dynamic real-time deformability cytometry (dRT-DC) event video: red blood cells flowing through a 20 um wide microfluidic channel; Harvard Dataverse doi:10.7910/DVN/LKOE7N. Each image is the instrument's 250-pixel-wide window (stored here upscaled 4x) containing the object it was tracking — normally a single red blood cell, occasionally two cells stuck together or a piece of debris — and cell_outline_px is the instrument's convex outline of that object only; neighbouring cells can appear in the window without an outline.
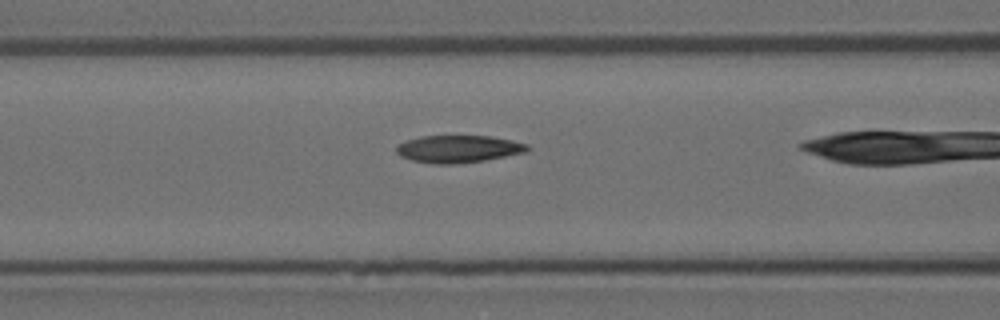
{"species": "Egyptian fruit bat (a non-hibernating species)", "species_latin": "Rousettus aegyptiacus", "temperature_condition": "room temperature", "stored_images_in_passage": 39, "camera_frame_rate_fps": 3000, "um_per_image_px": 0.085, "animal": {"sex": "female"}, "frame": {"image": 1, "passage_image": 18, "time_ms": 5.667, "image_size_px": [1000, 320], "cell_outline_px": [[528, 148], [524, 152], [484, 160], [452, 164], [432, 164], [412, 160], [400, 156], [396, 152], [396, 148], [404, 140], [420, 136], [492, 136], [512, 140], [528, 144]], "centroid_in_image_um": [38.91, 12.65], "position_along_channel_um": 127.7, "area_um2": 20.75}}
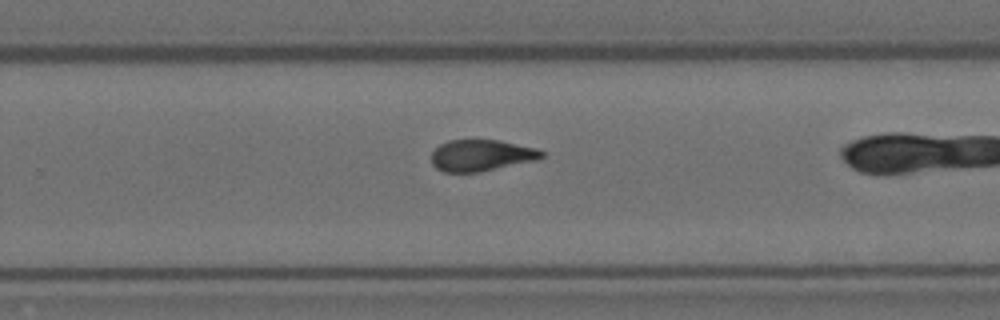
{"frame": {"image": 2, "passage_image": 31, "time_ms": 10.0, "image_size_px": [1000, 320], "cell_outline_px": [[544, 156], [536, 160], [480, 172], [444, 172], [436, 168], [432, 164], [432, 152], [440, 144], [448, 140], [500, 140], [536, 148], [544, 152]], "centroid_in_image_um": [40.91, 13.21], "position_along_channel_um": 288.9, "area_um2": 20.17}}
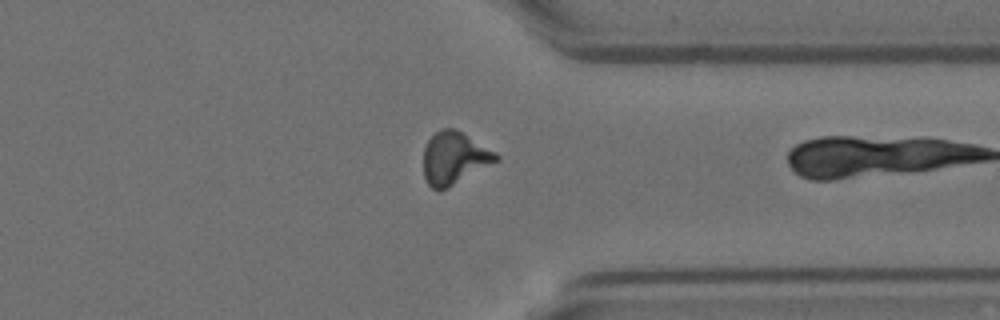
{"frame": {"image": 3, "passage_image": 38, "time_ms": 12.333, "image_size_px": [1000, 320], "cell_outline_px": [[500, 160], [448, 188], [440, 192], [432, 188], [428, 184], [424, 176], [424, 148], [428, 140], [440, 128], [456, 128], [496, 152], [500, 156]], "centroid_in_image_um": [38.63, 13.44], "position_along_channel_um": 372.8, "area_um2": 22.43}}